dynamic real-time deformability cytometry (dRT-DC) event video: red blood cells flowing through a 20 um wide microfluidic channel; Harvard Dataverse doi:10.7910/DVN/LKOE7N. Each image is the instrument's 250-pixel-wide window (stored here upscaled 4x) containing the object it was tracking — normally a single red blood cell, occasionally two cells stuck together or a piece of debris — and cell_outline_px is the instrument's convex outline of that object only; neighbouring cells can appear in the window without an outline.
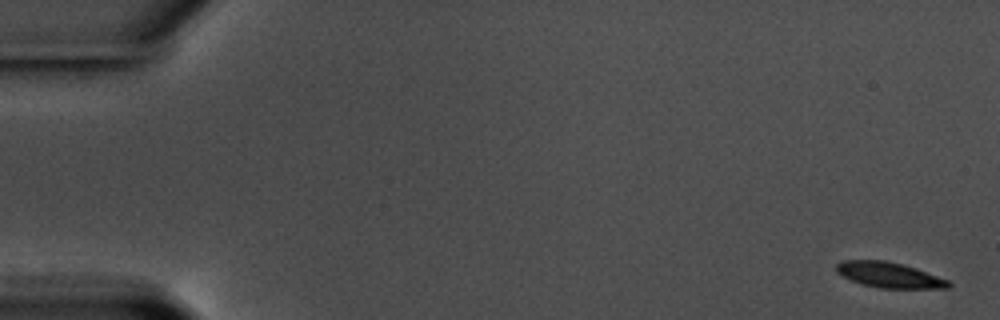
{"species": "common noctule bat (a hibernating species)", "species_latin": "Nyctalus noctula", "temperature_condition": "warm", "stored_images_in_passage": 58, "camera_frame_rate_fps": 3000, "um_per_image_px": 0.085, "animal": {"sex": "male", "body_mass_g": 17.5, "forearm_length_mm": 52.3}, "frame": {"image": 1, "passage_image": 1, "time_ms": 0.0, "image_size_px": [1000, 320], "cell_outline_px": [[952, 284], [948, 288], [880, 288], [864, 284], [852, 280], [836, 272], [836, 264], [844, 260], [884, 260], [904, 264], [916, 268], [948, 280]], "centroid_in_image_um": [75.59, 23.36], "position_along_channel_um": 9.4, "area_um2": 16.47}}
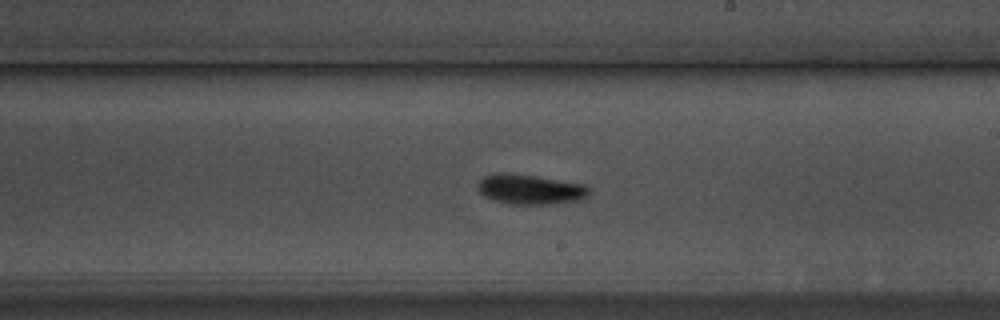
{"frame": {"image": 2, "passage_image": 34, "time_ms": 11.0, "image_size_px": [1000, 320], "cell_outline_px": [[588, 196], [576, 200], [548, 204], [512, 204], [492, 200], [484, 196], [476, 188], [476, 184], [484, 176], [500, 172], [508, 172], [536, 176], [584, 184], [588, 188]], "centroid_in_image_um": [44.99, 16.08], "position_along_channel_um": 244.0, "area_um2": 19.36}}
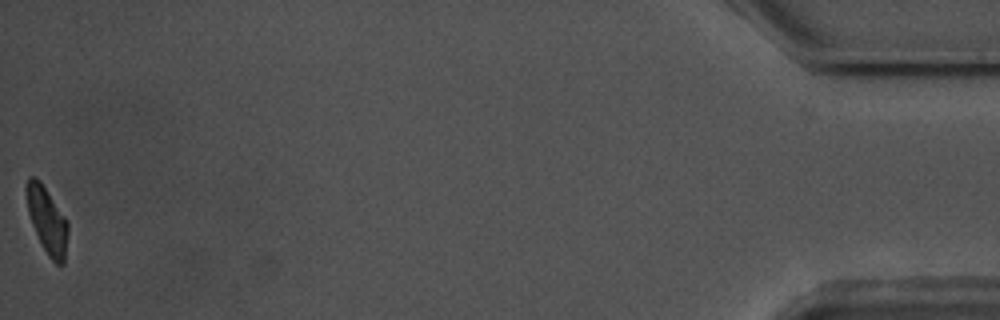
{"frame": {"image": 3, "passage_image": 58, "time_ms": 19.0, "image_size_px": [1000, 320], "cell_outline_px": [[68, 232], [64, 264], [56, 264], [48, 256], [32, 224], [28, 212], [24, 192], [24, 184], [28, 176], [36, 176], [40, 180], [68, 220]], "centroid_in_image_um": [3.98, 18.65], "position_along_channel_um": 431.2, "area_um2": 16.36}, "authors_computed_cell_mechanics": {"area_um2": 17.6868, "velocity_mm_per_s": 3.5311, "shape_relaxation_time_tau1_ms": 2.7615, "shape_relaxation_time_tau2_ms": null, "deformation_change_tau1": 0.1484, "deformation_change_tau2": null}}